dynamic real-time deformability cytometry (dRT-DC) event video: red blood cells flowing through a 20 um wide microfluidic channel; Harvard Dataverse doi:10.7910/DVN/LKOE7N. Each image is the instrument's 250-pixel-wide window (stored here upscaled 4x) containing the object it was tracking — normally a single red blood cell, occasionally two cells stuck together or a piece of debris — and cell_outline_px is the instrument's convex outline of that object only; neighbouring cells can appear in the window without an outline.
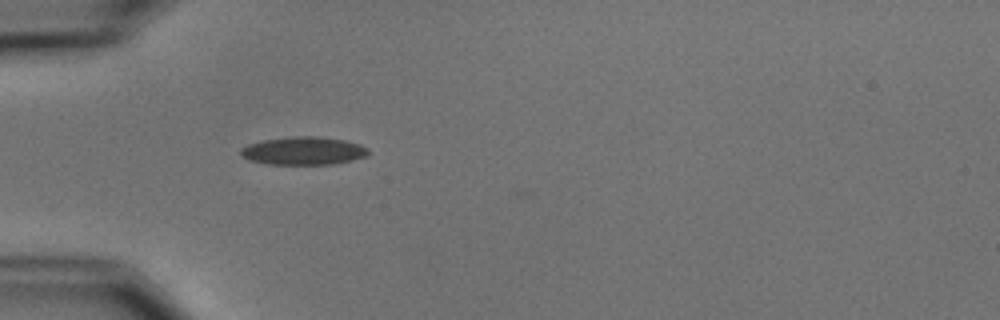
{"species": "common noctule bat (a hibernating species)", "species_latin": "Nyctalus noctula", "temperature_condition": "cold", "stored_images_in_passage": 1, "camera_frame_rate_fps": 3000, "um_per_image_px": 0.085, "animal": {"sex": "male", "body_mass_g": 15.6}, "frame": {"image": 1, "passage_image": 1, "time_ms": 0.0, "image_size_px": [1000, 320], "cell_outline_px": [[368, 156], [352, 160], [332, 164], [268, 164], [248, 160], [240, 156], [240, 148], [248, 144], [264, 140], [296, 136], [316, 136], [344, 140], [360, 144], [368, 148]], "centroid_in_image_um": [25.78, 12.82], "position_along_channel_um": 59.2, "area_um2": 20.87}}